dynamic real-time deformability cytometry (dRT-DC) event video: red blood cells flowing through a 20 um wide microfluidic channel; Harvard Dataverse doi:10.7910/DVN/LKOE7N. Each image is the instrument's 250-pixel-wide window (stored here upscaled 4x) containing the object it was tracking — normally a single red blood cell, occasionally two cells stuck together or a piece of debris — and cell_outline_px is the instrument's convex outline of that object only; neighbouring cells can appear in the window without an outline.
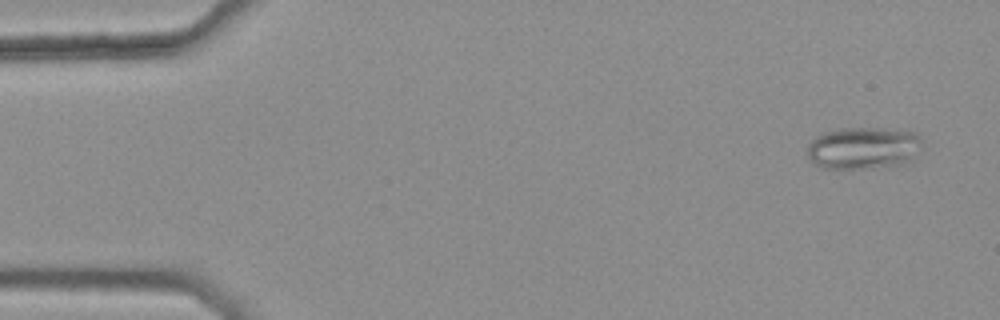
{"species": "common noctule bat (a hibernating species)", "species_latin": "Nyctalus noctula", "temperature_condition": "warm", "stored_images_in_passage": 47, "camera_frame_rate_fps": 3000, "um_per_image_px": 0.085, "animal": {"sex": "female", "body_mass_g": 25.1}, "frame": {"image": 1, "passage_image": 3, "time_ms": 0.667, "image_size_px": [1000, 320], "cell_outline_px": [[924, 144], [912, 160], [904, 164], [872, 168], [820, 168], [812, 164], [808, 156], [808, 144], [816, 136], [824, 132], [840, 128], [880, 128], [916, 132], [924, 140]], "centroid_in_image_um": [73.42, 12.58], "position_along_channel_um": 11.6, "area_um2": 28.73}}
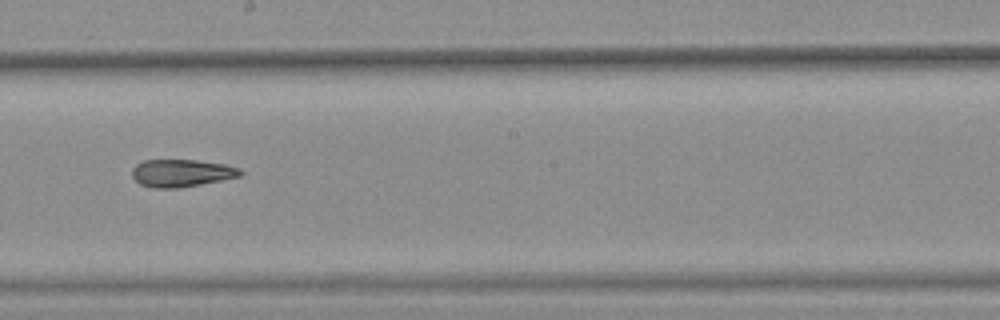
{"frame": {"image": 2, "passage_image": 30, "time_ms": 9.667, "image_size_px": [1000, 320], "cell_outline_px": [[244, 172], [240, 176], [180, 188], [152, 188], [140, 184], [132, 176], [132, 168], [136, 164], [144, 160], [196, 160], [224, 164], [240, 168]], "centroid_in_image_um": [15.41, 14.71], "position_along_channel_um": 232.8, "area_um2": 17.34}}
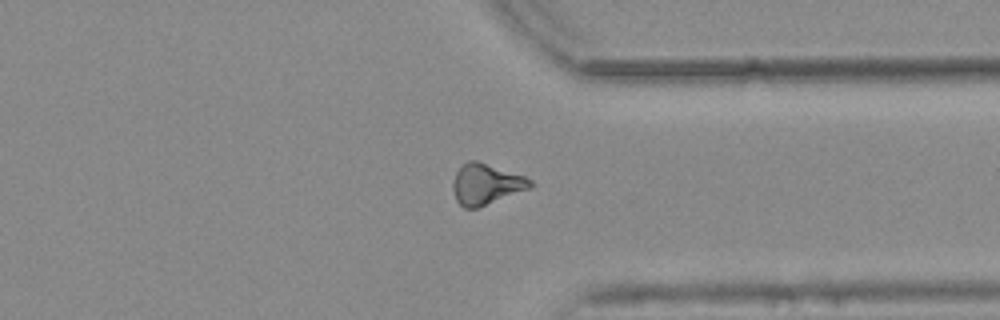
{"frame": {"image": 3, "passage_image": 41, "time_ms": 13.333, "image_size_px": [1000, 320], "cell_outline_px": [[536, 184], [532, 188], [476, 208], [464, 208], [456, 200], [452, 188], [452, 184], [456, 172], [468, 160], [476, 160], [524, 176], [532, 180]], "centroid_in_image_um": [41.34, 15.66], "position_along_channel_um": 370.1, "area_um2": 18.32}, "authors_computed_cell_mechanics": {"area_um2": 18.2648, "velocity_mm_per_s": 3.7849, "shape_relaxation_time_tau1_ms": null, "shape_relaxation_time_tau2_ms": 4.4878, "deformation_change_tau1": null, "deformation_change_tau2": 0.1147}}